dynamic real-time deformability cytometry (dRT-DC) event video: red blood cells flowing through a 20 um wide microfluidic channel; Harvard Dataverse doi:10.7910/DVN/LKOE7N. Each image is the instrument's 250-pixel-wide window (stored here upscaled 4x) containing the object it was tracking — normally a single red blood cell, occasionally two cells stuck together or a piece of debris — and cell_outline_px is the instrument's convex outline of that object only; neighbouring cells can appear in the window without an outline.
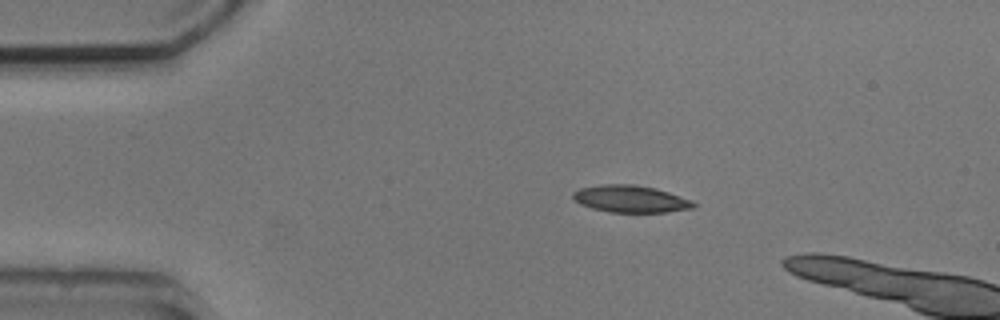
{"species": "common noctule bat (a hibernating species)", "species_latin": "Nyctalus noctula", "temperature_condition": "cold", "stored_images_in_passage": 3, "camera_frame_rate_fps": 3000, "um_per_image_px": 0.085, "animal": {"sex": "male", "body_mass_g": 20.5, "forearm_length_mm": 52.5}, "frame": {"image": 1, "passage_image": 2, "time_ms": 1.0, "image_size_px": [1000, 320], "cell_outline_px": [[696, 208], [668, 212], [608, 212], [592, 208], [580, 204], [572, 200], [572, 192], [580, 188], [600, 184], [632, 184], [656, 188], [692, 200], [696, 204]], "centroid_in_image_um": [53.58, 16.91], "position_along_channel_um": 31.4, "area_um2": 19.25}}